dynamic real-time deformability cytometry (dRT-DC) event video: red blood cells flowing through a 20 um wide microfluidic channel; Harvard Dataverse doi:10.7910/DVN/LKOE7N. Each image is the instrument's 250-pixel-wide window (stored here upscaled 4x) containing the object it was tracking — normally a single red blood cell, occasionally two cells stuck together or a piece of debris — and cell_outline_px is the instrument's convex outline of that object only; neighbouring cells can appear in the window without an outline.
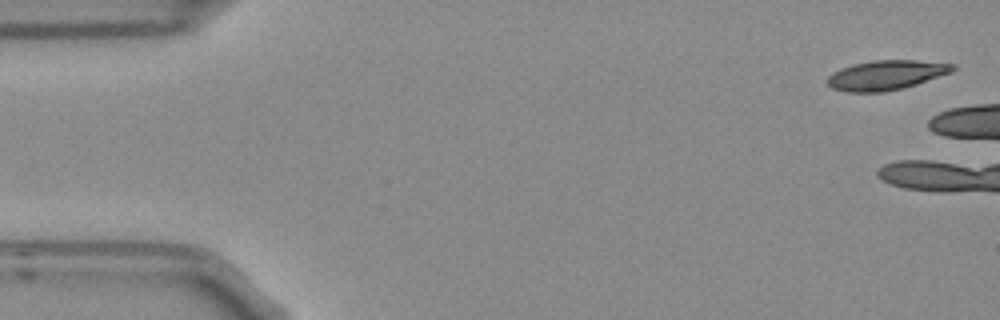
{"species": "Egyptian fruit bat (a non-hibernating species)", "species_latin": "Rousettus aegyptiacus", "temperature_condition": "room temperature", "stored_images_in_passage": 4, "camera_frame_rate_fps": 3000, "um_per_image_px": 0.085, "frame": {"image": 1, "passage_image": 1, "time_ms": 0.0, "image_size_px": [1000, 320], "cell_outline_px": [[956, 68], [952, 72], [904, 88], [884, 92], [844, 92], [832, 88], [828, 84], [828, 76], [832, 72], [840, 68], [852, 64], [872, 60], [916, 60], [956, 64]], "centroid_in_image_um": [75.31, 6.38], "position_along_channel_um": 9.7, "area_um2": 21.79}}